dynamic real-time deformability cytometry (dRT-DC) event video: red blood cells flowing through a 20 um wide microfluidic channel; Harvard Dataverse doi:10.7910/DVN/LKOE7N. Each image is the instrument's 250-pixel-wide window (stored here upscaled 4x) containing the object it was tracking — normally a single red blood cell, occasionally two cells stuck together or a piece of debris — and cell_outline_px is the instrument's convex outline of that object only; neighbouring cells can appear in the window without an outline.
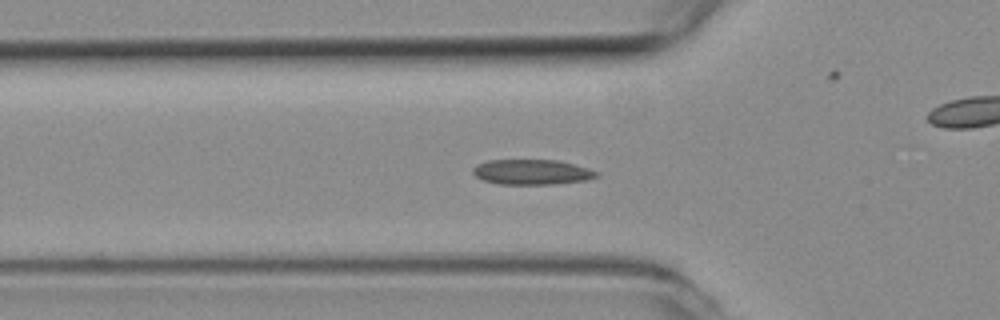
{"species": "common noctule bat (a hibernating species)", "species_latin": "Nyctalus noctula", "temperature_condition": "room temperature", "stored_images_in_passage": 54, "camera_frame_rate_fps": 3000, "um_per_image_px": 0.085, "animal": {"sex": "female", "body_mass_g": 19.3, "forearm_length_mm": 54.1}, "frame": {"image": 1, "passage_image": 17, "time_ms": 5.333, "image_size_px": [1000, 320], "cell_outline_px": [[600, 172], [596, 176], [588, 180], [556, 184], [500, 184], [484, 180], [476, 176], [472, 172], [472, 168], [476, 164], [488, 160], [560, 160], [588, 168]], "centroid_in_image_um": [45.22, 14.62], "position_along_channel_um": 80.6, "area_um2": 18.21}}
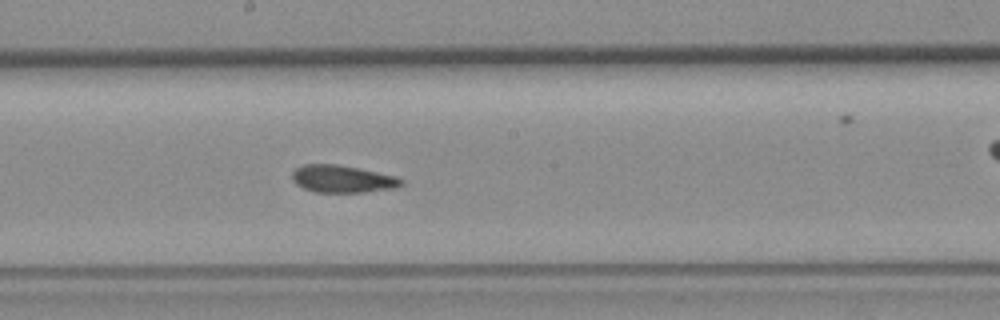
{"frame": {"image": 2, "passage_image": 28, "time_ms": 9.0, "image_size_px": [1000, 320], "cell_outline_px": [[404, 184], [396, 188], [364, 192], [316, 192], [304, 188], [296, 184], [292, 180], [292, 172], [296, 168], [304, 164], [336, 164], [360, 168], [396, 176], [404, 180]], "centroid_in_image_um": [29.13, 15.2], "position_along_channel_um": 219.1, "area_um2": 17.51}}
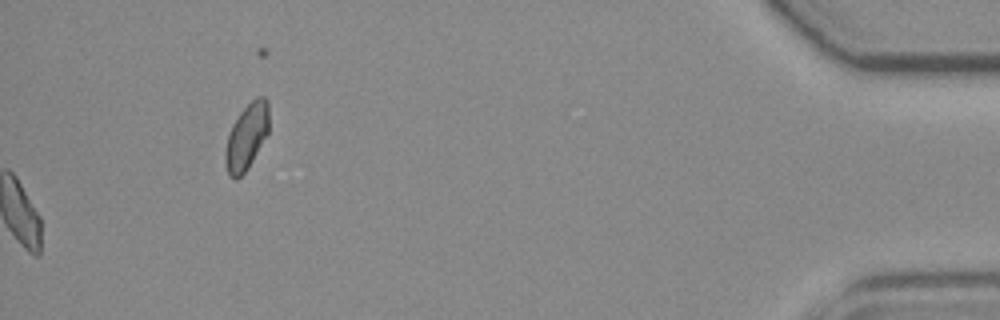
{"frame": {"image": 3, "passage_image": 54, "time_ms": 17.667, "image_size_px": [1000, 320], "cell_outline_px": [[268, 132], [248, 168], [236, 180], [228, 176], [224, 160], [224, 152], [228, 136], [232, 124], [240, 112], [256, 96], [264, 96], [268, 100]], "centroid_in_image_um": [20.94, 11.62], "position_along_channel_um": 414.3, "area_um2": 16.76}, "authors_computed_cell_mechanics": {"area_um2": 17.4845, "velocity_mm_per_s": 3.7651, "shape_relaxation_time_tau1_ms": 5.8732, "shape_relaxation_time_tau2_ms": 2.9331, "deformation_change_tau1": 0.1275, "deformation_change_tau2": 0.1064}}